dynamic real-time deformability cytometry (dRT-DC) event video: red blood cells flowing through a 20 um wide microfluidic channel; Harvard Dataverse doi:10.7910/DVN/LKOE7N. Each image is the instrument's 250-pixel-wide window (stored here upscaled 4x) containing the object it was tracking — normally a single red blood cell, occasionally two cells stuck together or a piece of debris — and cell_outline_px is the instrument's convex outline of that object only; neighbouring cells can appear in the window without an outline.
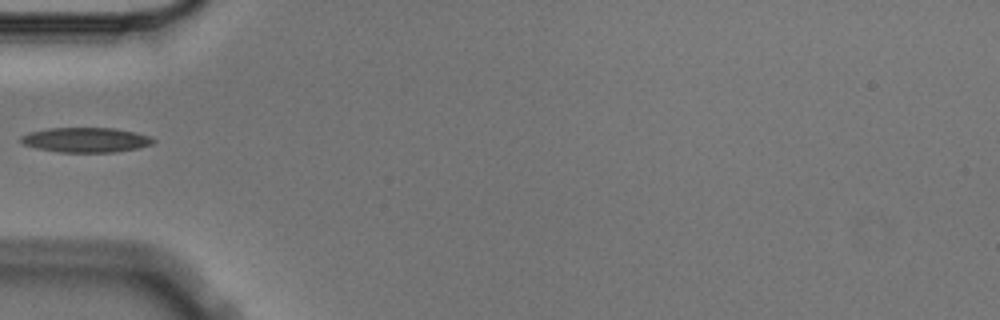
{"species": "Egyptian fruit bat (a non-hibernating species)", "species_latin": "Rousettus aegyptiacus", "temperature_condition": "cold", "stored_images_in_passage": 3, "camera_frame_rate_fps": 3000, "um_per_image_px": 0.085, "animal": {"sex": "male"}, "frame": {"image": 1, "passage_image": 3, "time_ms": 0.667, "image_size_px": [1000, 320], "cell_outline_px": [[156, 140], [152, 144], [140, 148], [116, 152], [60, 152], [36, 148], [24, 144], [20, 140], [20, 136], [28, 132], [48, 128], [116, 128], [136, 132], [148, 136]], "centroid_in_image_um": [7.3, 11.89], "position_along_channel_um": 77.7, "area_um2": 19.25}}